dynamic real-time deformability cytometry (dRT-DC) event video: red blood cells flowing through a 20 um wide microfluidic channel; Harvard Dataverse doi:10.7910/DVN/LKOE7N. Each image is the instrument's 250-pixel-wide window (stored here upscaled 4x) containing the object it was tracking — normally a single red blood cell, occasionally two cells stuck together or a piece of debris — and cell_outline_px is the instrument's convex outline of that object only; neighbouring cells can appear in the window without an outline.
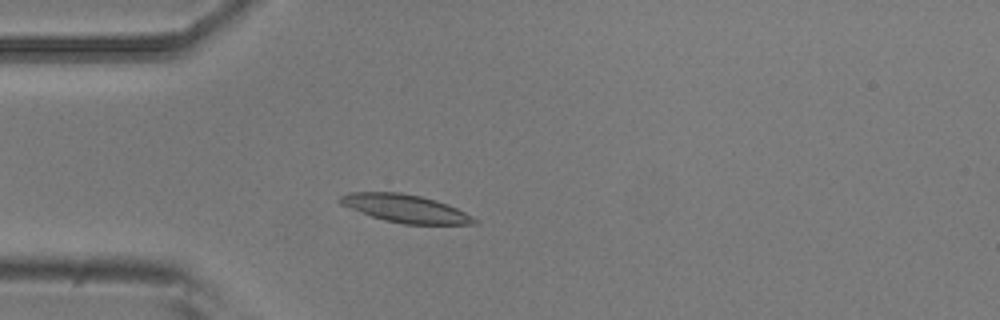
{"species": "common noctule bat (a hibernating species)", "species_latin": "Nyctalus noctula", "temperature_condition": "room temperature", "stored_images_in_passage": 4, "camera_frame_rate_fps": 3000, "um_per_image_px": 0.085, "animal": {"sex": "male", "body_mass_g": 20.5, "forearm_length_mm": 52.5}, "frame": {"image": 1, "passage_image": 4, "time_ms": 1.0, "image_size_px": [1000, 320], "cell_outline_px": [[480, 224], [404, 224], [384, 220], [372, 216], [340, 204], [336, 200], [340, 196], [348, 192], [400, 192], [420, 196], [436, 200], [448, 204], [480, 220]], "centroid_in_image_um": [34.47, 17.72], "position_along_channel_um": 50.5, "area_um2": 21.85}}